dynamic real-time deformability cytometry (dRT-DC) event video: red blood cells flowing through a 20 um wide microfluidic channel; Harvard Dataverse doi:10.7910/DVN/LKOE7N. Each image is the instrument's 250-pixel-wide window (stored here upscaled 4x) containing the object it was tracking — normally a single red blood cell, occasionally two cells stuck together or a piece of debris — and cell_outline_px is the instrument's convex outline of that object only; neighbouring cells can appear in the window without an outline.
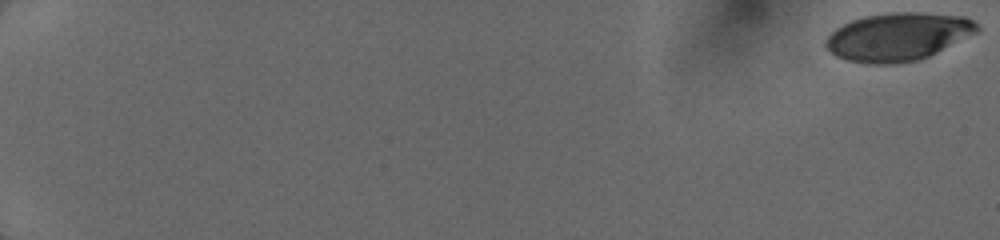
{"species": "human", "species_latin": "Homo sapiens", "temperature_condition": "cold", "stored_images_in_passage": 33, "camera_frame_rate_fps": 3000, "um_per_image_px": 0.085, "donor": {"sex": "female"}, "frame": {"image": 1, "passage_image": 1, "time_ms": 0.0, "image_size_px": [1000, 240], "cell_outline_px": [[980, 32], [920, 60], [896, 64], [868, 64], [848, 60], [836, 56], [824, 44], [824, 40], [836, 28], [852, 20], [864, 16], [892, 12], [916, 12], [964, 16], [972, 20], [980, 28]], "centroid_in_image_um": [76.36, 3.13], "position_along_channel_um": 8.6, "area_um2": 42.48}}
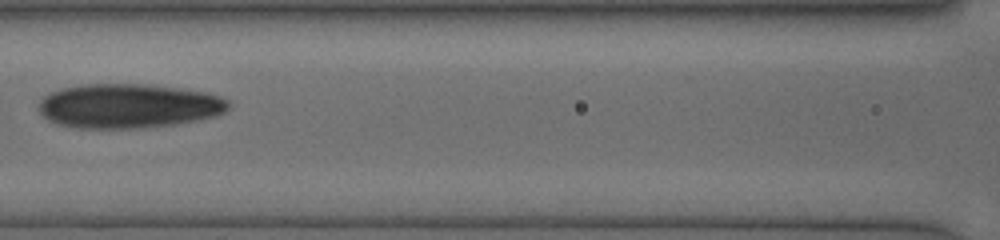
{"frame": {"image": 2, "passage_image": 16, "time_ms": 9.0, "image_size_px": [1000, 240], "cell_outline_px": [[228, 108], [224, 112], [216, 116], [200, 120], [176, 124], [136, 128], [80, 128], [60, 124], [48, 120], [40, 112], [40, 100], [44, 96], [60, 88], [84, 84], [152, 84], [184, 88], [208, 92], [220, 96], [228, 100]], "centroid_in_image_um": [10.97, 8.99], "position_along_channel_um": 155.6, "area_um2": 49.3}}
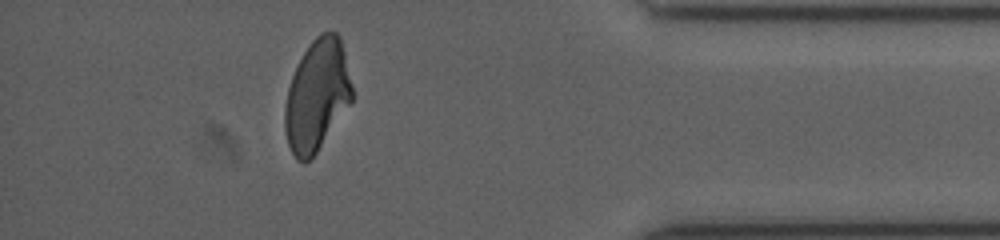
{"frame": {"image": 3, "passage_image": 29, "time_ms": 15.667, "image_size_px": [1000, 240], "cell_outline_px": [[352, 100], [316, 152], [304, 164], [296, 160], [288, 144], [284, 128], [284, 108], [288, 88], [292, 76], [304, 52], [312, 40], [320, 32], [336, 32], [340, 36], [344, 52], [352, 88]], "centroid_in_image_um": [26.92, 8.11], "position_along_channel_um": 408.3, "area_um2": 43.06}}